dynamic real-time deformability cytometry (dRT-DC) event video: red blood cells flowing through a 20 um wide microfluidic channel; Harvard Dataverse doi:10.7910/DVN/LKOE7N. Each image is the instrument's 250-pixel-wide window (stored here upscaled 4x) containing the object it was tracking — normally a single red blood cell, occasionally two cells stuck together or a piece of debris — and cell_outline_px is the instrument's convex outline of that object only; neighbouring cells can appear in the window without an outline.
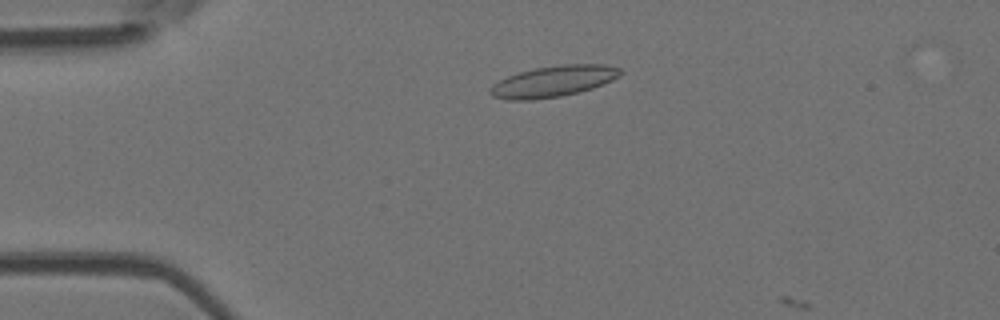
{"species": "Egyptian fruit bat (a non-hibernating species)", "species_latin": "Rousettus aegyptiacus", "temperature_condition": "room temperature", "stored_images_in_passage": 11, "camera_frame_rate_fps": 3000, "um_per_image_px": 0.085, "animal": {"sex": "female"}, "frame": {"image": 1, "passage_image": 10, "time_ms": 3.0, "image_size_px": [1000, 320], "cell_outline_px": [[624, 72], [612, 80], [604, 84], [592, 88], [560, 96], [532, 100], [508, 100], [492, 96], [488, 92], [488, 88], [492, 84], [508, 76], [520, 72], [536, 68], [560, 64], [608, 64], [620, 68]], "centroid_in_image_um": [47.03, 6.91], "position_along_channel_um": 38.0, "area_um2": 23.64}}